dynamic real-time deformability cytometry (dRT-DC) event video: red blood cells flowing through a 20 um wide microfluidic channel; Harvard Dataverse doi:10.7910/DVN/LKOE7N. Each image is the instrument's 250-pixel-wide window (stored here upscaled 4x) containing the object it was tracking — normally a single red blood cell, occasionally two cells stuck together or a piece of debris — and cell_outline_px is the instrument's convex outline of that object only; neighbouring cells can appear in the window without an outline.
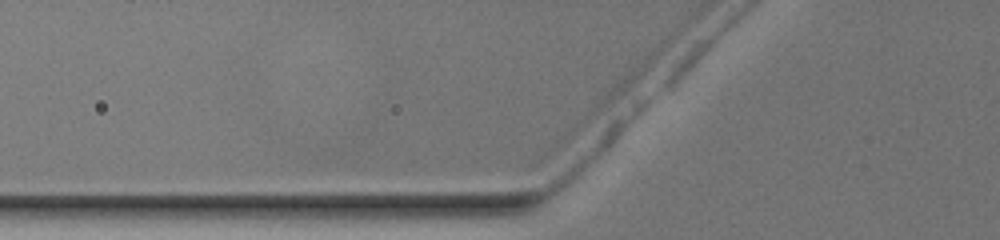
{"species": "common noctule bat (a hibernating species)", "species_latin": "Nyctalus noctula", "temperature_condition": "warm", "stored_images_in_passage": 3, "camera_frame_rate_fps": 3000, "um_per_image_px": 0.085, "animal": {"sex": "female", "body_mass_g": 19.5, "forearm_length_mm": 54.1}, "frame": {"image": 1, "passage_image": 2, "time_ms": 0.333, "image_size_px": [1000, 240], "cell_outline_px": [[624, 124], [616, 136], [572, 184], [560, 188], [552, 188], [552, 172], [612, 120], [620, 120]], "centroid_in_image_um": [49.72, 13.24], "position_along_channel_um": 76.1, "area_um2": 11.62}}